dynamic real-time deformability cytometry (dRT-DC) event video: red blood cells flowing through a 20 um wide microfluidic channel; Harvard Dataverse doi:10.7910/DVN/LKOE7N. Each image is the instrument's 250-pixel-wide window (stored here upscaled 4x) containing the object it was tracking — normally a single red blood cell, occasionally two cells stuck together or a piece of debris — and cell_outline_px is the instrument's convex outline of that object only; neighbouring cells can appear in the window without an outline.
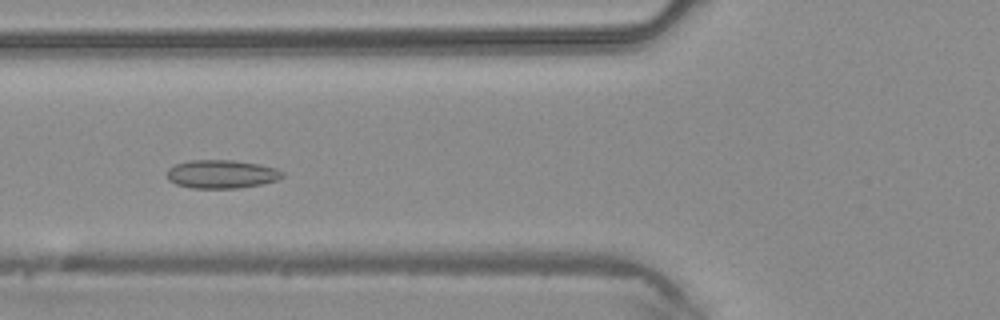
{"species": "common noctule bat (a hibernating species)", "species_latin": "Nyctalus noctula", "temperature_condition": "warm", "stored_images_in_passage": 5, "camera_frame_rate_fps": 3000, "um_per_image_px": 0.085, "animal": {"sex": "male", "body_mass_g": 20.4}, "frame": {"image": 1, "passage_image": 5, "time_ms": 1.333, "image_size_px": [1000, 320], "cell_outline_px": [[284, 176], [276, 180], [260, 184], [240, 188], [192, 188], [176, 184], [168, 180], [168, 168], [176, 164], [188, 160], [232, 160], [260, 164], [276, 168], [284, 172]], "centroid_in_image_um": [18.84, 14.79], "position_along_channel_um": 107.0, "area_um2": 19.13}}